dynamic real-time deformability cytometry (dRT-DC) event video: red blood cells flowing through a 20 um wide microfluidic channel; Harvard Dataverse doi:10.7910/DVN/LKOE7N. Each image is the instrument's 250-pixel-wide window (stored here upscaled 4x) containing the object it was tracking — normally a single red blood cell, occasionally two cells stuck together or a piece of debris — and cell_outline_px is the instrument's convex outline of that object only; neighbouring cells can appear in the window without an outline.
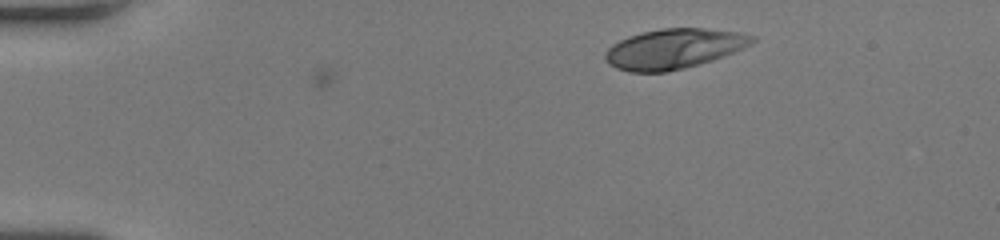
{"species": "human", "species_latin": "Homo sapiens", "temperature_condition": "room temperature", "stored_images_in_passage": 3, "camera_frame_rate_fps": 3000, "um_per_image_px": 0.085, "donor": {"sex": "female"}, "frame": {"image": 1, "passage_image": 3, "time_ms": 0.667, "image_size_px": [1000, 240], "cell_outline_px": [[756, 40], [752, 44], [744, 48], [724, 56], [700, 64], [668, 72], [628, 72], [616, 68], [608, 64], [604, 60], [604, 52], [612, 44], [628, 36], [640, 32], [660, 28], [704, 28], [740, 32], [756, 36]], "centroid_in_image_um": [57.27, 4.14], "position_along_channel_um": 27.7, "area_um2": 34.68}}